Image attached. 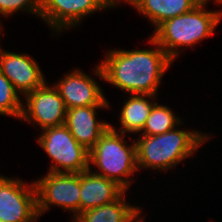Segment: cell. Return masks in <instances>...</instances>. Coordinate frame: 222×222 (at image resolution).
<instances>
[{"label": "cell", "mask_w": 222, "mask_h": 222, "mask_svg": "<svg viewBox=\"0 0 222 222\" xmlns=\"http://www.w3.org/2000/svg\"><path fill=\"white\" fill-rule=\"evenodd\" d=\"M110 106H86L69 108L66 111L64 125L75 140L88 151L97 143L102 134L110 127V123L97 120V110Z\"/></svg>", "instance_id": "obj_12"}, {"label": "cell", "mask_w": 222, "mask_h": 222, "mask_svg": "<svg viewBox=\"0 0 222 222\" xmlns=\"http://www.w3.org/2000/svg\"><path fill=\"white\" fill-rule=\"evenodd\" d=\"M212 137L204 132L182 130L179 127L160 135H138L136 155L138 170L169 171L184 162Z\"/></svg>", "instance_id": "obj_2"}, {"label": "cell", "mask_w": 222, "mask_h": 222, "mask_svg": "<svg viewBox=\"0 0 222 222\" xmlns=\"http://www.w3.org/2000/svg\"><path fill=\"white\" fill-rule=\"evenodd\" d=\"M20 96L13 84L0 71V115L20 119L23 103Z\"/></svg>", "instance_id": "obj_18"}, {"label": "cell", "mask_w": 222, "mask_h": 222, "mask_svg": "<svg viewBox=\"0 0 222 222\" xmlns=\"http://www.w3.org/2000/svg\"><path fill=\"white\" fill-rule=\"evenodd\" d=\"M49 86L46 82L22 99L25 103H22L20 119L33 126L37 124L41 128L40 130L65 123L67 109L64 101L54 85Z\"/></svg>", "instance_id": "obj_9"}, {"label": "cell", "mask_w": 222, "mask_h": 222, "mask_svg": "<svg viewBox=\"0 0 222 222\" xmlns=\"http://www.w3.org/2000/svg\"><path fill=\"white\" fill-rule=\"evenodd\" d=\"M134 222H145L143 214H141Z\"/></svg>", "instance_id": "obj_20"}, {"label": "cell", "mask_w": 222, "mask_h": 222, "mask_svg": "<svg viewBox=\"0 0 222 222\" xmlns=\"http://www.w3.org/2000/svg\"><path fill=\"white\" fill-rule=\"evenodd\" d=\"M126 135L118 132L117 128L110 124L89 151V169L95 174L113 180L125 191L132 186L134 178L130 176L134 177L138 172L135 138L127 145L124 139ZM91 165L94 168H91ZM95 168L98 169L93 171Z\"/></svg>", "instance_id": "obj_4"}, {"label": "cell", "mask_w": 222, "mask_h": 222, "mask_svg": "<svg viewBox=\"0 0 222 222\" xmlns=\"http://www.w3.org/2000/svg\"><path fill=\"white\" fill-rule=\"evenodd\" d=\"M210 0L200 2L192 10L159 24L151 37L174 62L182 48H192L211 37L222 20L221 10H208ZM182 47V48H180Z\"/></svg>", "instance_id": "obj_3"}, {"label": "cell", "mask_w": 222, "mask_h": 222, "mask_svg": "<svg viewBox=\"0 0 222 222\" xmlns=\"http://www.w3.org/2000/svg\"><path fill=\"white\" fill-rule=\"evenodd\" d=\"M148 41L150 49L107 50L105 59L93 68L94 75L128 95L157 96L162 78L173 61L151 36Z\"/></svg>", "instance_id": "obj_1"}, {"label": "cell", "mask_w": 222, "mask_h": 222, "mask_svg": "<svg viewBox=\"0 0 222 222\" xmlns=\"http://www.w3.org/2000/svg\"><path fill=\"white\" fill-rule=\"evenodd\" d=\"M120 4L117 0H40V18L58 36L66 29L80 26L85 17Z\"/></svg>", "instance_id": "obj_7"}, {"label": "cell", "mask_w": 222, "mask_h": 222, "mask_svg": "<svg viewBox=\"0 0 222 222\" xmlns=\"http://www.w3.org/2000/svg\"><path fill=\"white\" fill-rule=\"evenodd\" d=\"M213 1V0H212ZM214 3L218 4V5H222V0H214Z\"/></svg>", "instance_id": "obj_21"}, {"label": "cell", "mask_w": 222, "mask_h": 222, "mask_svg": "<svg viewBox=\"0 0 222 222\" xmlns=\"http://www.w3.org/2000/svg\"><path fill=\"white\" fill-rule=\"evenodd\" d=\"M40 68L30 55L9 52L0 47V71L23 97L47 82Z\"/></svg>", "instance_id": "obj_11"}, {"label": "cell", "mask_w": 222, "mask_h": 222, "mask_svg": "<svg viewBox=\"0 0 222 222\" xmlns=\"http://www.w3.org/2000/svg\"><path fill=\"white\" fill-rule=\"evenodd\" d=\"M125 1V2H123ZM204 0H121L145 16L154 29L167 19L184 14Z\"/></svg>", "instance_id": "obj_14"}, {"label": "cell", "mask_w": 222, "mask_h": 222, "mask_svg": "<svg viewBox=\"0 0 222 222\" xmlns=\"http://www.w3.org/2000/svg\"><path fill=\"white\" fill-rule=\"evenodd\" d=\"M53 85L62 97L66 109L86 106H110L104 90L96 79L80 69H73Z\"/></svg>", "instance_id": "obj_10"}, {"label": "cell", "mask_w": 222, "mask_h": 222, "mask_svg": "<svg viewBox=\"0 0 222 222\" xmlns=\"http://www.w3.org/2000/svg\"><path fill=\"white\" fill-rule=\"evenodd\" d=\"M124 191L113 180L85 170L81 172L80 213L113 202Z\"/></svg>", "instance_id": "obj_13"}, {"label": "cell", "mask_w": 222, "mask_h": 222, "mask_svg": "<svg viewBox=\"0 0 222 222\" xmlns=\"http://www.w3.org/2000/svg\"><path fill=\"white\" fill-rule=\"evenodd\" d=\"M36 188L37 213L40 217L54 205L73 212L72 219L80 213V173L47 172L34 180ZM51 206V207H50Z\"/></svg>", "instance_id": "obj_6"}, {"label": "cell", "mask_w": 222, "mask_h": 222, "mask_svg": "<svg viewBox=\"0 0 222 222\" xmlns=\"http://www.w3.org/2000/svg\"><path fill=\"white\" fill-rule=\"evenodd\" d=\"M35 183L19 178L0 177V222H36Z\"/></svg>", "instance_id": "obj_8"}, {"label": "cell", "mask_w": 222, "mask_h": 222, "mask_svg": "<svg viewBox=\"0 0 222 222\" xmlns=\"http://www.w3.org/2000/svg\"><path fill=\"white\" fill-rule=\"evenodd\" d=\"M183 121L175 112L165 105L156 102L147 118L146 124L139 135L153 136L160 135L183 126Z\"/></svg>", "instance_id": "obj_17"}, {"label": "cell", "mask_w": 222, "mask_h": 222, "mask_svg": "<svg viewBox=\"0 0 222 222\" xmlns=\"http://www.w3.org/2000/svg\"><path fill=\"white\" fill-rule=\"evenodd\" d=\"M124 191L116 200L79 213L72 222H134L142 208L126 201Z\"/></svg>", "instance_id": "obj_15"}, {"label": "cell", "mask_w": 222, "mask_h": 222, "mask_svg": "<svg viewBox=\"0 0 222 222\" xmlns=\"http://www.w3.org/2000/svg\"><path fill=\"white\" fill-rule=\"evenodd\" d=\"M158 96L149 94H129L127 100H124L122 108H120V117L118 119L121 133L130 136L132 133L139 134L143 130L147 118L150 115L153 105L156 103ZM154 99V101H153ZM156 99V100H155Z\"/></svg>", "instance_id": "obj_16"}, {"label": "cell", "mask_w": 222, "mask_h": 222, "mask_svg": "<svg viewBox=\"0 0 222 222\" xmlns=\"http://www.w3.org/2000/svg\"><path fill=\"white\" fill-rule=\"evenodd\" d=\"M36 140L52 161L49 172L80 173L90 168L89 151L64 124L42 130Z\"/></svg>", "instance_id": "obj_5"}, {"label": "cell", "mask_w": 222, "mask_h": 222, "mask_svg": "<svg viewBox=\"0 0 222 222\" xmlns=\"http://www.w3.org/2000/svg\"><path fill=\"white\" fill-rule=\"evenodd\" d=\"M26 11L40 18V0H0V15L8 17Z\"/></svg>", "instance_id": "obj_19"}, {"label": "cell", "mask_w": 222, "mask_h": 222, "mask_svg": "<svg viewBox=\"0 0 222 222\" xmlns=\"http://www.w3.org/2000/svg\"><path fill=\"white\" fill-rule=\"evenodd\" d=\"M0 22H2V21H0ZM2 25L0 24V35L2 34Z\"/></svg>", "instance_id": "obj_22"}]
</instances>
